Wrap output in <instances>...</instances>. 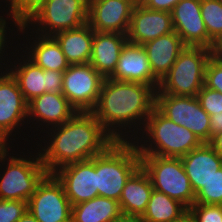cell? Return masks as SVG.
I'll return each mask as SVG.
<instances>
[{
	"instance_id": "6da1fadb",
	"label": "cell",
	"mask_w": 222,
	"mask_h": 222,
	"mask_svg": "<svg viewBox=\"0 0 222 222\" xmlns=\"http://www.w3.org/2000/svg\"><path fill=\"white\" fill-rule=\"evenodd\" d=\"M43 135L33 144L48 174L65 165L91 159L115 142L92 112H76L63 124L45 130Z\"/></svg>"
},
{
	"instance_id": "7a4b0ae2",
	"label": "cell",
	"mask_w": 222,
	"mask_h": 222,
	"mask_svg": "<svg viewBox=\"0 0 222 222\" xmlns=\"http://www.w3.org/2000/svg\"><path fill=\"white\" fill-rule=\"evenodd\" d=\"M155 95L149 85L105 78L92 113L115 141H133L155 108Z\"/></svg>"
},
{
	"instance_id": "3957f363",
	"label": "cell",
	"mask_w": 222,
	"mask_h": 222,
	"mask_svg": "<svg viewBox=\"0 0 222 222\" xmlns=\"http://www.w3.org/2000/svg\"><path fill=\"white\" fill-rule=\"evenodd\" d=\"M27 145L31 149L25 148L28 147ZM33 147L34 145L30 146L26 143L24 148L21 147L18 150V147L16 151L12 148L0 157V200L27 202L35 192L37 185L48 174L39 150L37 148L34 150ZM25 149L27 152L24 151Z\"/></svg>"
},
{
	"instance_id": "277c9868",
	"label": "cell",
	"mask_w": 222,
	"mask_h": 222,
	"mask_svg": "<svg viewBox=\"0 0 222 222\" xmlns=\"http://www.w3.org/2000/svg\"><path fill=\"white\" fill-rule=\"evenodd\" d=\"M133 142L139 154L178 158L203 144L193 132L171 121L156 108Z\"/></svg>"
},
{
	"instance_id": "5b68a950",
	"label": "cell",
	"mask_w": 222,
	"mask_h": 222,
	"mask_svg": "<svg viewBox=\"0 0 222 222\" xmlns=\"http://www.w3.org/2000/svg\"><path fill=\"white\" fill-rule=\"evenodd\" d=\"M140 167V154L133 141H115L96 155L98 196L119 201L126 181Z\"/></svg>"
},
{
	"instance_id": "8992f818",
	"label": "cell",
	"mask_w": 222,
	"mask_h": 222,
	"mask_svg": "<svg viewBox=\"0 0 222 222\" xmlns=\"http://www.w3.org/2000/svg\"><path fill=\"white\" fill-rule=\"evenodd\" d=\"M211 50L186 46L169 72L160 80L156 93L196 97L205 83V69Z\"/></svg>"
},
{
	"instance_id": "52a82bcc",
	"label": "cell",
	"mask_w": 222,
	"mask_h": 222,
	"mask_svg": "<svg viewBox=\"0 0 222 222\" xmlns=\"http://www.w3.org/2000/svg\"><path fill=\"white\" fill-rule=\"evenodd\" d=\"M89 0H46L22 23L32 32L54 36L88 23Z\"/></svg>"
},
{
	"instance_id": "ba28073f",
	"label": "cell",
	"mask_w": 222,
	"mask_h": 222,
	"mask_svg": "<svg viewBox=\"0 0 222 222\" xmlns=\"http://www.w3.org/2000/svg\"><path fill=\"white\" fill-rule=\"evenodd\" d=\"M140 166L148 174L154 190L179 201L187 209L195 203V193L181 158L140 154Z\"/></svg>"
},
{
	"instance_id": "9c48e42d",
	"label": "cell",
	"mask_w": 222,
	"mask_h": 222,
	"mask_svg": "<svg viewBox=\"0 0 222 222\" xmlns=\"http://www.w3.org/2000/svg\"><path fill=\"white\" fill-rule=\"evenodd\" d=\"M12 54L9 73L17 81L27 102L43 93H62L64 72L44 70L19 51V47Z\"/></svg>"
},
{
	"instance_id": "30bf717a",
	"label": "cell",
	"mask_w": 222,
	"mask_h": 222,
	"mask_svg": "<svg viewBox=\"0 0 222 222\" xmlns=\"http://www.w3.org/2000/svg\"><path fill=\"white\" fill-rule=\"evenodd\" d=\"M155 108L193 132L202 143L210 142V115L201 107L197 97L156 93Z\"/></svg>"
},
{
	"instance_id": "8fae6325",
	"label": "cell",
	"mask_w": 222,
	"mask_h": 222,
	"mask_svg": "<svg viewBox=\"0 0 222 222\" xmlns=\"http://www.w3.org/2000/svg\"><path fill=\"white\" fill-rule=\"evenodd\" d=\"M104 79L90 63L71 64L63 73L62 94L77 112H92Z\"/></svg>"
},
{
	"instance_id": "7c38bea8",
	"label": "cell",
	"mask_w": 222,
	"mask_h": 222,
	"mask_svg": "<svg viewBox=\"0 0 222 222\" xmlns=\"http://www.w3.org/2000/svg\"><path fill=\"white\" fill-rule=\"evenodd\" d=\"M27 117L28 102L22 95L17 81L8 73L0 78V132L17 147L20 144H14V141L19 137L20 140L21 138L24 140L23 142L27 141L31 144V141L26 137L27 134H24L26 132L22 131L28 127ZM21 135H24L25 138Z\"/></svg>"
},
{
	"instance_id": "4fadbf2b",
	"label": "cell",
	"mask_w": 222,
	"mask_h": 222,
	"mask_svg": "<svg viewBox=\"0 0 222 222\" xmlns=\"http://www.w3.org/2000/svg\"><path fill=\"white\" fill-rule=\"evenodd\" d=\"M28 202V211L38 222H71V204L62 184L47 174Z\"/></svg>"
},
{
	"instance_id": "5bb4252c",
	"label": "cell",
	"mask_w": 222,
	"mask_h": 222,
	"mask_svg": "<svg viewBox=\"0 0 222 222\" xmlns=\"http://www.w3.org/2000/svg\"><path fill=\"white\" fill-rule=\"evenodd\" d=\"M76 112L77 111L70 105L69 101L62 93H43L33 98L28 102L27 121L28 128L30 129H26L28 133L27 137H31V144L33 145L32 138L36 140L35 137L38 138L39 135L41 136V134L45 132V129L47 130L51 127L63 124ZM28 130L30 131L28 132ZM32 130V133H36L35 135L32 133L31 135L29 134Z\"/></svg>"
},
{
	"instance_id": "9a60e30c",
	"label": "cell",
	"mask_w": 222,
	"mask_h": 222,
	"mask_svg": "<svg viewBox=\"0 0 222 222\" xmlns=\"http://www.w3.org/2000/svg\"><path fill=\"white\" fill-rule=\"evenodd\" d=\"M17 31V47H20L19 50L37 66L44 70L59 72H64L69 67L70 64L67 62L59 43L53 36L36 34L30 31L23 23H18ZM21 40H23L22 43L19 42Z\"/></svg>"
},
{
	"instance_id": "2e32d148",
	"label": "cell",
	"mask_w": 222,
	"mask_h": 222,
	"mask_svg": "<svg viewBox=\"0 0 222 222\" xmlns=\"http://www.w3.org/2000/svg\"><path fill=\"white\" fill-rule=\"evenodd\" d=\"M52 174L62 184L71 206L98 196L96 156L65 165Z\"/></svg>"
},
{
	"instance_id": "e0dca14e",
	"label": "cell",
	"mask_w": 222,
	"mask_h": 222,
	"mask_svg": "<svg viewBox=\"0 0 222 222\" xmlns=\"http://www.w3.org/2000/svg\"><path fill=\"white\" fill-rule=\"evenodd\" d=\"M174 31L185 46L212 48L201 14V0H181L171 11Z\"/></svg>"
},
{
	"instance_id": "ac0fdd59",
	"label": "cell",
	"mask_w": 222,
	"mask_h": 222,
	"mask_svg": "<svg viewBox=\"0 0 222 222\" xmlns=\"http://www.w3.org/2000/svg\"><path fill=\"white\" fill-rule=\"evenodd\" d=\"M133 0H89L88 24L94 31L128 33Z\"/></svg>"
},
{
	"instance_id": "d6986e66",
	"label": "cell",
	"mask_w": 222,
	"mask_h": 222,
	"mask_svg": "<svg viewBox=\"0 0 222 222\" xmlns=\"http://www.w3.org/2000/svg\"><path fill=\"white\" fill-rule=\"evenodd\" d=\"M173 31L171 13L149 9L142 4H135L127 39L129 43L144 45Z\"/></svg>"
},
{
	"instance_id": "ffe728a7",
	"label": "cell",
	"mask_w": 222,
	"mask_h": 222,
	"mask_svg": "<svg viewBox=\"0 0 222 222\" xmlns=\"http://www.w3.org/2000/svg\"><path fill=\"white\" fill-rule=\"evenodd\" d=\"M109 78L142 83L153 87L156 91L160 85V80L152 72L144 47L129 42L123 47L115 71Z\"/></svg>"
},
{
	"instance_id": "44dd1931",
	"label": "cell",
	"mask_w": 222,
	"mask_h": 222,
	"mask_svg": "<svg viewBox=\"0 0 222 222\" xmlns=\"http://www.w3.org/2000/svg\"><path fill=\"white\" fill-rule=\"evenodd\" d=\"M181 161L195 195L222 167V157L209 143H203L182 156Z\"/></svg>"
},
{
	"instance_id": "7402d4cb",
	"label": "cell",
	"mask_w": 222,
	"mask_h": 222,
	"mask_svg": "<svg viewBox=\"0 0 222 222\" xmlns=\"http://www.w3.org/2000/svg\"><path fill=\"white\" fill-rule=\"evenodd\" d=\"M128 42L126 34L94 31L90 64L104 78L115 71L120 53Z\"/></svg>"
},
{
	"instance_id": "603a6c76",
	"label": "cell",
	"mask_w": 222,
	"mask_h": 222,
	"mask_svg": "<svg viewBox=\"0 0 222 222\" xmlns=\"http://www.w3.org/2000/svg\"><path fill=\"white\" fill-rule=\"evenodd\" d=\"M142 46L147 53L152 72L159 80L169 72L180 52L186 47L175 31Z\"/></svg>"
},
{
	"instance_id": "cb8c5ba5",
	"label": "cell",
	"mask_w": 222,
	"mask_h": 222,
	"mask_svg": "<svg viewBox=\"0 0 222 222\" xmlns=\"http://www.w3.org/2000/svg\"><path fill=\"white\" fill-rule=\"evenodd\" d=\"M153 185L148 174L140 166L126 181L119 199L123 214L142 216L146 211Z\"/></svg>"
},
{
	"instance_id": "d4e9b609",
	"label": "cell",
	"mask_w": 222,
	"mask_h": 222,
	"mask_svg": "<svg viewBox=\"0 0 222 222\" xmlns=\"http://www.w3.org/2000/svg\"><path fill=\"white\" fill-rule=\"evenodd\" d=\"M93 36L94 30L86 23L75 29L61 31L53 37L59 43L67 62L71 65L90 62Z\"/></svg>"
},
{
	"instance_id": "484cf974",
	"label": "cell",
	"mask_w": 222,
	"mask_h": 222,
	"mask_svg": "<svg viewBox=\"0 0 222 222\" xmlns=\"http://www.w3.org/2000/svg\"><path fill=\"white\" fill-rule=\"evenodd\" d=\"M119 201L97 196L71 208V222H111L121 214Z\"/></svg>"
},
{
	"instance_id": "4316f807",
	"label": "cell",
	"mask_w": 222,
	"mask_h": 222,
	"mask_svg": "<svg viewBox=\"0 0 222 222\" xmlns=\"http://www.w3.org/2000/svg\"><path fill=\"white\" fill-rule=\"evenodd\" d=\"M187 211L188 209L179 201L153 189L141 218L143 222H171L179 219Z\"/></svg>"
},
{
	"instance_id": "83f0119b",
	"label": "cell",
	"mask_w": 222,
	"mask_h": 222,
	"mask_svg": "<svg viewBox=\"0 0 222 222\" xmlns=\"http://www.w3.org/2000/svg\"><path fill=\"white\" fill-rule=\"evenodd\" d=\"M201 14L208 37L214 42L222 35V3L220 0H201Z\"/></svg>"
},
{
	"instance_id": "f1b7e54d",
	"label": "cell",
	"mask_w": 222,
	"mask_h": 222,
	"mask_svg": "<svg viewBox=\"0 0 222 222\" xmlns=\"http://www.w3.org/2000/svg\"><path fill=\"white\" fill-rule=\"evenodd\" d=\"M8 24L10 27H8ZM11 27H12V29H11ZM17 30H18V23L11 22V21L10 22L7 21L5 24H3L0 27V78L9 73V65L10 64H8V63H10V59H11L13 50L16 49L18 46V45H16V44H18V41H16V40L13 41V39L18 38L17 37L18 36ZM10 49L12 52L10 51Z\"/></svg>"
},
{
	"instance_id": "f546056e",
	"label": "cell",
	"mask_w": 222,
	"mask_h": 222,
	"mask_svg": "<svg viewBox=\"0 0 222 222\" xmlns=\"http://www.w3.org/2000/svg\"><path fill=\"white\" fill-rule=\"evenodd\" d=\"M44 1L46 0H2L1 2L6 4L2 8L7 20L22 23Z\"/></svg>"
},
{
	"instance_id": "4dcf8cb0",
	"label": "cell",
	"mask_w": 222,
	"mask_h": 222,
	"mask_svg": "<svg viewBox=\"0 0 222 222\" xmlns=\"http://www.w3.org/2000/svg\"><path fill=\"white\" fill-rule=\"evenodd\" d=\"M195 203L222 205V167L195 195Z\"/></svg>"
},
{
	"instance_id": "1f68e13d",
	"label": "cell",
	"mask_w": 222,
	"mask_h": 222,
	"mask_svg": "<svg viewBox=\"0 0 222 222\" xmlns=\"http://www.w3.org/2000/svg\"><path fill=\"white\" fill-rule=\"evenodd\" d=\"M188 211L195 222H222V205L194 203Z\"/></svg>"
},
{
	"instance_id": "d6a6232c",
	"label": "cell",
	"mask_w": 222,
	"mask_h": 222,
	"mask_svg": "<svg viewBox=\"0 0 222 222\" xmlns=\"http://www.w3.org/2000/svg\"><path fill=\"white\" fill-rule=\"evenodd\" d=\"M28 211V202L0 200V222H17Z\"/></svg>"
},
{
	"instance_id": "836d02e7",
	"label": "cell",
	"mask_w": 222,
	"mask_h": 222,
	"mask_svg": "<svg viewBox=\"0 0 222 222\" xmlns=\"http://www.w3.org/2000/svg\"><path fill=\"white\" fill-rule=\"evenodd\" d=\"M196 97L208 115L222 113V93L209 89L204 85Z\"/></svg>"
},
{
	"instance_id": "e575fe53",
	"label": "cell",
	"mask_w": 222,
	"mask_h": 222,
	"mask_svg": "<svg viewBox=\"0 0 222 222\" xmlns=\"http://www.w3.org/2000/svg\"><path fill=\"white\" fill-rule=\"evenodd\" d=\"M204 85L222 93V60L213 56L210 57L205 69Z\"/></svg>"
},
{
	"instance_id": "d590c367",
	"label": "cell",
	"mask_w": 222,
	"mask_h": 222,
	"mask_svg": "<svg viewBox=\"0 0 222 222\" xmlns=\"http://www.w3.org/2000/svg\"><path fill=\"white\" fill-rule=\"evenodd\" d=\"M180 1L181 0H145L142 5L149 9L171 13L172 9Z\"/></svg>"
},
{
	"instance_id": "8d00e7d4",
	"label": "cell",
	"mask_w": 222,
	"mask_h": 222,
	"mask_svg": "<svg viewBox=\"0 0 222 222\" xmlns=\"http://www.w3.org/2000/svg\"><path fill=\"white\" fill-rule=\"evenodd\" d=\"M220 132H222V113H214L210 115V141Z\"/></svg>"
},
{
	"instance_id": "74e56055",
	"label": "cell",
	"mask_w": 222,
	"mask_h": 222,
	"mask_svg": "<svg viewBox=\"0 0 222 222\" xmlns=\"http://www.w3.org/2000/svg\"><path fill=\"white\" fill-rule=\"evenodd\" d=\"M12 147L15 148V145L13 146V143L0 132V157L4 156Z\"/></svg>"
},
{
	"instance_id": "f35d334b",
	"label": "cell",
	"mask_w": 222,
	"mask_h": 222,
	"mask_svg": "<svg viewBox=\"0 0 222 222\" xmlns=\"http://www.w3.org/2000/svg\"><path fill=\"white\" fill-rule=\"evenodd\" d=\"M111 222H143V221H142L141 216L121 213L118 217L113 219Z\"/></svg>"
},
{
	"instance_id": "ab89813d",
	"label": "cell",
	"mask_w": 222,
	"mask_h": 222,
	"mask_svg": "<svg viewBox=\"0 0 222 222\" xmlns=\"http://www.w3.org/2000/svg\"><path fill=\"white\" fill-rule=\"evenodd\" d=\"M211 55L217 59L222 60V35L214 41L211 48Z\"/></svg>"
},
{
	"instance_id": "60d3db41",
	"label": "cell",
	"mask_w": 222,
	"mask_h": 222,
	"mask_svg": "<svg viewBox=\"0 0 222 222\" xmlns=\"http://www.w3.org/2000/svg\"><path fill=\"white\" fill-rule=\"evenodd\" d=\"M209 144L219 153V155L222 157V132L214 135L211 138V141Z\"/></svg>"
},
{
	"instance_id": "b9f144b4",
	"label": "cell",
	"mask_w": 222,
	"mask_h": 222,
	"mask_svg": "<svg viewBox=\"0 0 222 222\" xmlns=\"http://www.w3.org/2000/svg\"><path fill=\"white\" fill-rule=\"evenodd\" d=\"M171 222H195V220H194L193 216L190 214V212L187 211L179 219H176Z\"/></svg>"
},
{
	"instance_id": "7bdbcfd3",
	"label": "cell",
	"mask_w": 222,
	"mask_h": 222,
	"mask_svg": "<svg viewBox=\"0 0 222 222\" xmlns=\"http://www.w3.org/2000/svg\"><path fill=\"white\" fill-rule=\"evenodd\" d=\"M17 222H38V221L29 211H27Z\"/></svg>"
},
{
	"instance_id": "ee69618b",
	"label": "cell",
	"mask_w": 222,
	"mask_h": 222,
	"mask_svg": "<svg viewBox=\"0 0 222 222\" xmlns=\"http://www.w3.org/2000/svg\"><path fill=\"white\" fill-rule=\"evenodd\" d=\"M0 3H1V0H0ZM2 6H3V3L0 4V9H1L0 13H3V15L0 14V27L8 21L6 16L4 15V11H2L3 10V8H1Z\"/></svg>"
},
{
	"instance_id": "f6af8a7d",
	"label": "cell",
	"mask_w": 222,
	"mask_h": 222,
	"mask_svg": "<svg viewBox=\"0 0 222 222\" xmlns=\"http://www.w3.org/2000/svg\"><path fill=\"white\" fill-rule=\"evenodd\" d=\"M145 0H133L135 4H142Z\"/></svg>"
}]
</instances>
